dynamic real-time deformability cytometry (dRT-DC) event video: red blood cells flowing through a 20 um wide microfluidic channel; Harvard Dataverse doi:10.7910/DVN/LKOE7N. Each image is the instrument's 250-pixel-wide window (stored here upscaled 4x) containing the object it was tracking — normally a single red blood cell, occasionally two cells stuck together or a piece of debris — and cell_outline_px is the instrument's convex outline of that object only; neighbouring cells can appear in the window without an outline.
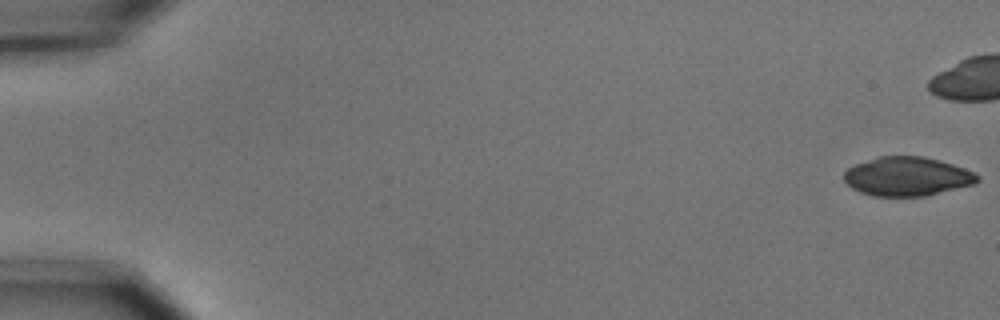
{"species": "common noctule bat (a hibernating species)", "species_latin": "Nyctalus noctula", "temperature_condition": "cold", "stored_images_in_passage": 9, "camera_frame_rate_fps": 3000, "um_per_image_px": 0.085, "animal": {"sex": "male", "body_mass_g": 15.6}, "frame": {"image": 1, "passage_image": 1, "time_ms": 0.0, "image_size_px": [1000, 320], "cell_outline_px": [[980, 180], [976, 184], [924, 196], [872, 196], [860, 192], [852, 188], [844, 180], [844, 172], [848, 168], [856, 164], [880, 156], [924, 156], [952, 164], [964, 168], [980, 176]], "centroid_in_image_um": [77.12, 15.0], "position_along_channel_um": 7.9, "area_um2": 30.23}}